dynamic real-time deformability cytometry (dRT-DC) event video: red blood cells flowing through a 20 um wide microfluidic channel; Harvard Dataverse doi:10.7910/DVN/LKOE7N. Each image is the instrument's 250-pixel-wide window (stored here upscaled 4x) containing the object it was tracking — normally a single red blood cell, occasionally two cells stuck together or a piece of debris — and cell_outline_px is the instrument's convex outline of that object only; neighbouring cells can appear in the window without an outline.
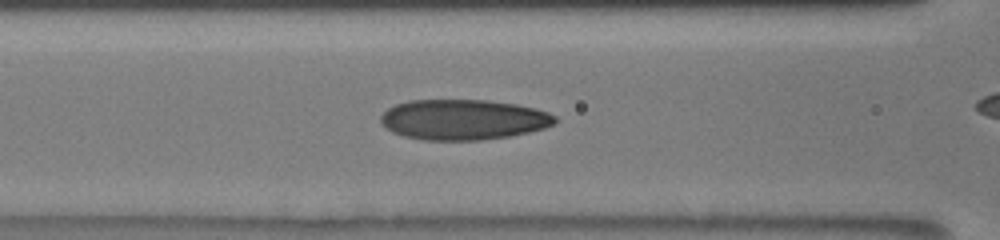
{"species": "human", "species_latin": "Homo sapiens", "temperature_condition": "room temperature", "stored_images_in_passage": 19, "camera_frame_rate_fps": 3000, "um_per_image_px": 0.085, "donor": {"sex": "male"}, "frame": {"image": 1, "passage_image": 11, "time_ms": 7.333, "image_size_px": [1000, 240], "cell_outline_px": [[556, 124], [544, 128], [528, 132], [508, 136], [480, 140], [424, 140], [404, 136], [392, 132], [384, 128], [380, 120], [380, 116], [388, 108], [396, 104], [408, 100], [488, 100], [516, 104], [536, 108], [548, 112], [556, 116]], "centroid_in_image_um": [39.37, 10.16], "position_along_channel_um": 127.2, "area_um2": 41.21}}